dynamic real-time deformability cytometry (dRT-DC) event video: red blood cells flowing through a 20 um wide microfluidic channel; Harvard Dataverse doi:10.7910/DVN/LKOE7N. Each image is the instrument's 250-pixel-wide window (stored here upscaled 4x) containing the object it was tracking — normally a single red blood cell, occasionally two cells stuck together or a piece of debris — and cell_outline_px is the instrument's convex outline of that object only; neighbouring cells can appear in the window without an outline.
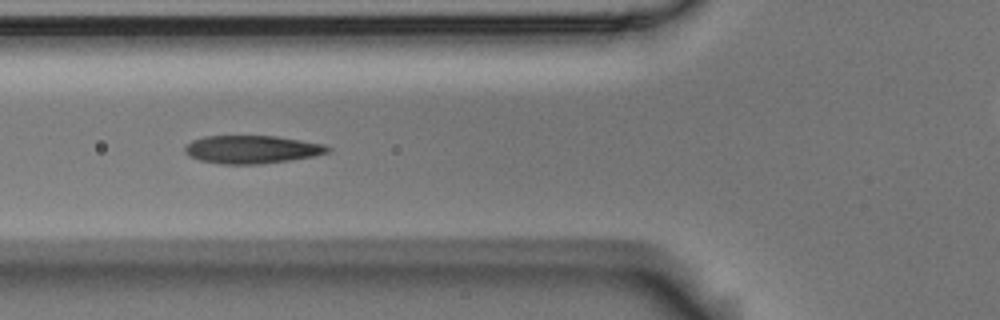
{"species": "Egyptian fruit bat (a non-hibernating species)", "species_latin": "Rousettus aegyptiacus", "temperature_condition": "room temperature", "stored_images_in_passage": 9, "camera_frame_rate_fps": 3000, "um_per_image_px": 0.085, "animal": {"sex": "male"}, "frame": {"image": 1, "passage_image": 4, "time_ms": 1.0, "image_size_px": [1000, 320], "cell_outline_px": [[332, 148], [328, 152], [312, 156], [288, 160], [256, 164], [220, 164], [200, 160], [184, 152], [184, 148], [192, 140], [204, 136], [276, 136], [324, 144]], "centroid_in_image_um": [21.4, 12.69], "position_along_channel_um": 104.4, "area_um2": 23.06}}
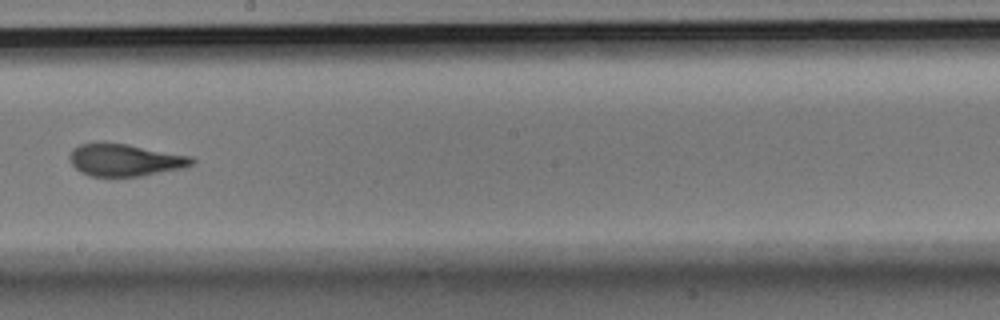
{"frame": {"image": 2, "passage_image": 7, "time_ms": 2.0, "image_size_px": [1000, 320], "cell_outline_px": [[196, 160], [192, 164], [184, 168], [144, 176], [88, 176], [80, 172], [72, 164], [68, 156], [72, 148], [80, 144], [100, 140], [128, 144], [192, 156]], "centroid_in_image_um": [10.6, 13.58], "position_along_channel_um": 237.6, "area_um2": 23.58}}
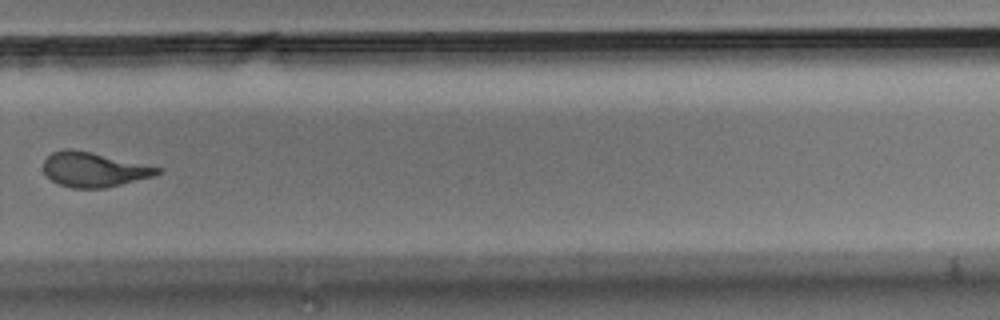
{"frame": {"image": 3, "passage_image": 9, "time_ms": 2.667, "image_size_px": [1000, 320], "cell_outline_px": [[164, 168], [160, 172], [152, 176], [104, 188], [72, 188], [60, 184], [52, 180], [44, 172], [44, 160], [52, 152], [64, 148], [72, 148], [92, 152]], "centroid_in_image_um": [7.96, 14.39], "position_along_channel_um": 321.8, "area_um2": 22.89}}